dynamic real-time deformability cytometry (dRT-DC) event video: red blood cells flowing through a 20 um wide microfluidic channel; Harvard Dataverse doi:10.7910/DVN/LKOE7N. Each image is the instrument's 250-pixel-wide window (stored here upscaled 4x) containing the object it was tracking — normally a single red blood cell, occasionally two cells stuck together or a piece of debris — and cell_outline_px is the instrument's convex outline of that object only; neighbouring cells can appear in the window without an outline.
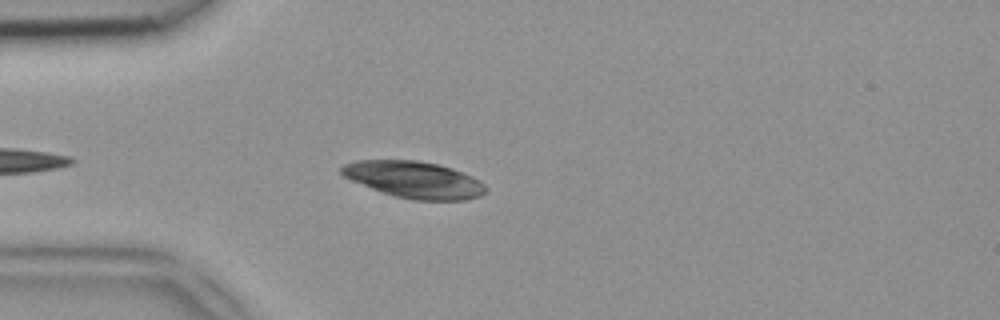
{"species": "common noctule bat (a hibernating species)", "species_latin": "Nyctalus noctula", "temperature_condition": "room temperature", "stored_images_in_passage": 30, "camera_frame_rate_fps": 3000, "um_per_image_px": 0.085, "animal": {"sex": "female", "body_mass_g": 18.4}, "frame": {"image": 1, "passage_image": 5, "time_ms": 1.333, "image_size_px": [1000, 320], "cell_outline_px": [[488, 188], [480, 196], [464, 200], [412, 200], [396, 196], [372, 188], [352, 180], [344, 176], [340, 172], [340, 168], [344, 164], [356, 160], [416, 160], [436, 164], [452, 168], [472, 176], [480, 180]], "centroid_in_image_um": [35.22, 15.27], "position_along_channel_um": 49.8, "area_um2": 30.63}}